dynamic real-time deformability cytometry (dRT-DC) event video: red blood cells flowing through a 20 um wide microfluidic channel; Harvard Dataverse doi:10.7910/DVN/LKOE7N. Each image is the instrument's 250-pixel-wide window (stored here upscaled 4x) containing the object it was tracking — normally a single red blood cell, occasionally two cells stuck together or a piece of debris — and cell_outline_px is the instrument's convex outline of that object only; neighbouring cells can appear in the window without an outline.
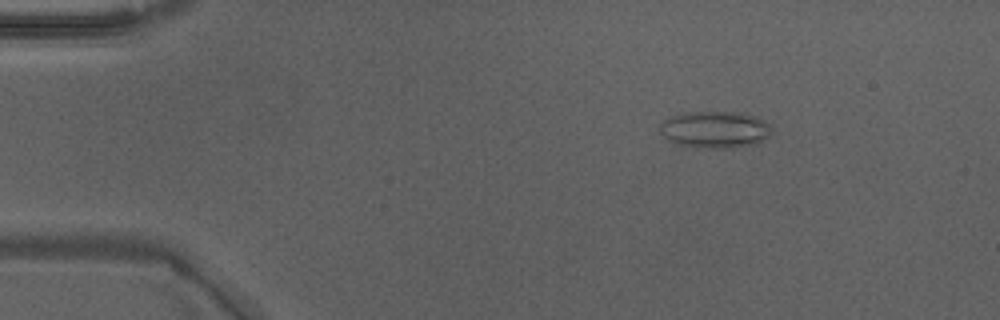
{"species": "Egyptian fruit bat (a non-hibernating species)", "species_latin": "Rousettus aegyptiacus", "temperature_condition": "warm", "stored_images_in_passage": 42, "camera_frame_rate_fps": 3000, "um_per_image_px": 0.085, "animal": {"sex": "male"}, "frame": {"image": 1, "passage_image": 1, "time_ms": 0.0, "image_size_px": [1000, 320], "cell_outline_px": [[772, 132], [760, 144], [732, 148], [712, 148], [680, 144], [668, 140], [660, 132], [660, 124], [664, 120], [672, 116], [684, 112], [736, 112], [756, 116], [764, 120], [768, 124]], "centroid_in_image_um": [60.81, 11.01], "position_along_channel_um": 24.2, "area_um2": 23.99}}
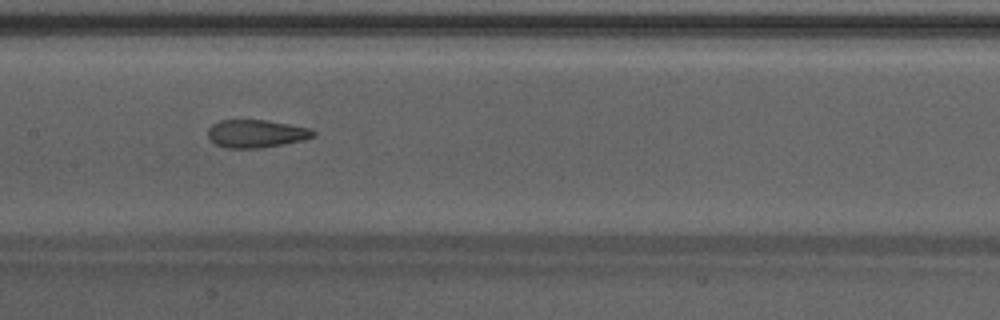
{"frame": {"image": 2, "passage_image": 18, "time_ms": 5.667, "image_size_px": [1000, 320], "cell_outline_px": [[316, 136], [304, 140], [260, 148], [224, 148], [216, 144], [208, 136], [208, 128], [212, 124], [220, 120], [264, 120], [312, 128], [316, 132]], "centroid_in_image_um": [21.79, 11.36], "position_along_channel_um": 185.6, "area_um2": 17.17}}
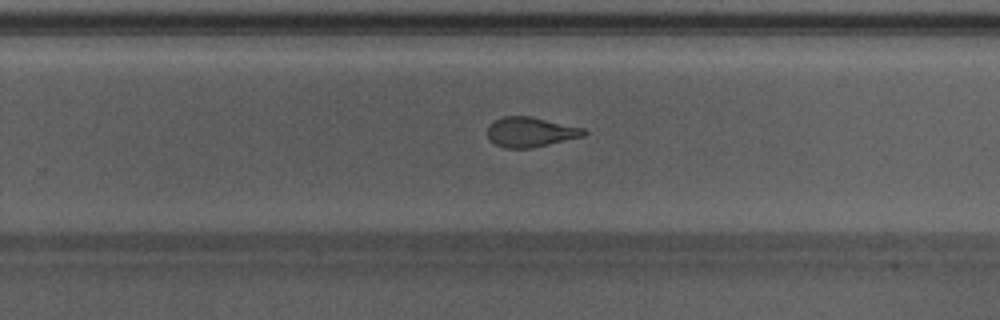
{"frame": {"image": 3, "passage_image": 25, "time_ms": 8.0, "image_size_px": [1000, 320], "cell_outline_px": [[588, 132], [584, 136], [532, 148], [504, 148], [496, 144], [488, 136], [488, 124], [504, 116], [532, 116], [584, 128]], "centroid_in_image_um": [45.11, 11.22], "position_along_channel_um": 284.7, "area_um2": 16.76}, "authors_computed_cell_mechanics": {"area_um2": 18.0336, "velocity_mm_per_s": 4.2597, "shape_relaxation_time_tau1_ms": 4.7276, "shape_relaxation_time_tau2_ms": 1.722, "deformation_change_tau1": 0.177, "deformation_change_tau2": 0.1146}}